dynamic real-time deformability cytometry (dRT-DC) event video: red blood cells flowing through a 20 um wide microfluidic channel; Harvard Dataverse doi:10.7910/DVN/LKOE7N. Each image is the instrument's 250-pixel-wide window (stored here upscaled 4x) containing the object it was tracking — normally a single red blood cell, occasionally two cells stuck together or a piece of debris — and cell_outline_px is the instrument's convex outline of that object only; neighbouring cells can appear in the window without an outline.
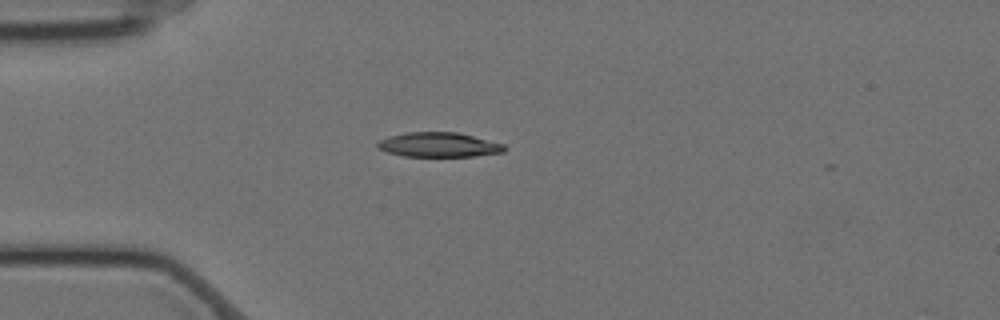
{"species": "Egyptian fruit bat (a non-hibernating species)", "species_latin": "Rousettus aegyptiacus", "temperature_condition": "cold", "stored_images_in_passage": 41, "camera_frame_rate_fps": 3000, "um_per_image_px": 0.085, "animal": {"sex": "female"}, "frame": {"image": 1, "passage_image": 1, "time_ms": 0.0, "image_size_px": [1000, 320], "cell_outline_px": [[508, 148], [504, 152], [472, 156], [404, 156], [388, 152], [376, 148], [376, 144], [380, 140], [388, 136], [408, 132], [456, 132], [504, 144]], "centroid_in_image_um": [37.28, 12.3], "position_along_channel_um": 47.7, "area_um2": 18.09}}
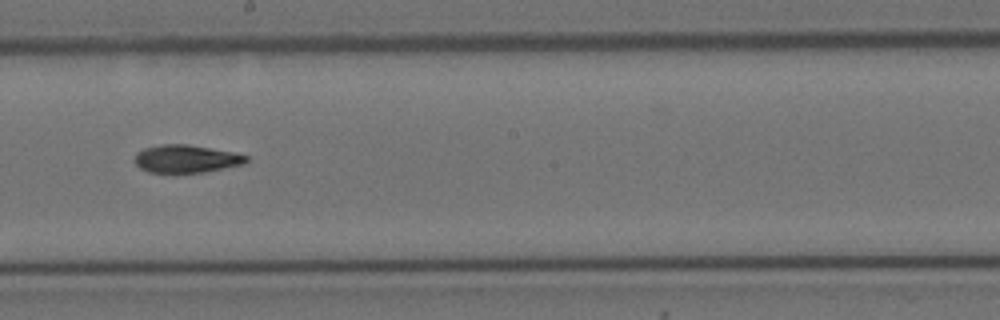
{"frame": {"image": 2, "passage_image": 18, "time_ms": 5.667, "image_size_px": [1000, 320], "cell_outline_px": [[248, 164], [204, 172], [148, 172], [140, 168], [132, 160], [144, 148], [160, 144], [188, 144], [236, 152], [248, 156]], "centroid_in_image_um": [15.89, 13.49], "position_along_channel_um": 232.3, "area_um2": 18.26}}
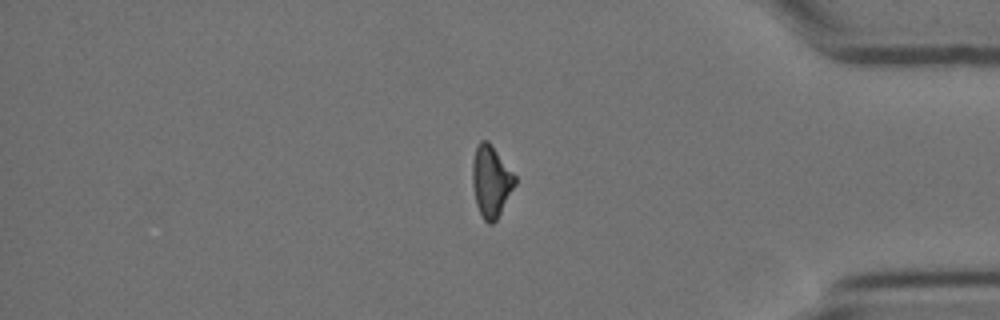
{"frame": {"image": 3, "passage_image": 34, "time_ms": 11.0, "image_size_px": [1000, 320], "cell_outline_px": [[516, 184], [496, 220], [492, 224], [488, 224], [484, 220], [476, 204], [472, 184], [472, 160], [476, 148], [480, 140], [488, 140], [492, 144], [516, 176]], "centroid_in_image_um": [41.73, 15.38], "position_along_channel_um": 393.5, "area_um2": 17.8}}